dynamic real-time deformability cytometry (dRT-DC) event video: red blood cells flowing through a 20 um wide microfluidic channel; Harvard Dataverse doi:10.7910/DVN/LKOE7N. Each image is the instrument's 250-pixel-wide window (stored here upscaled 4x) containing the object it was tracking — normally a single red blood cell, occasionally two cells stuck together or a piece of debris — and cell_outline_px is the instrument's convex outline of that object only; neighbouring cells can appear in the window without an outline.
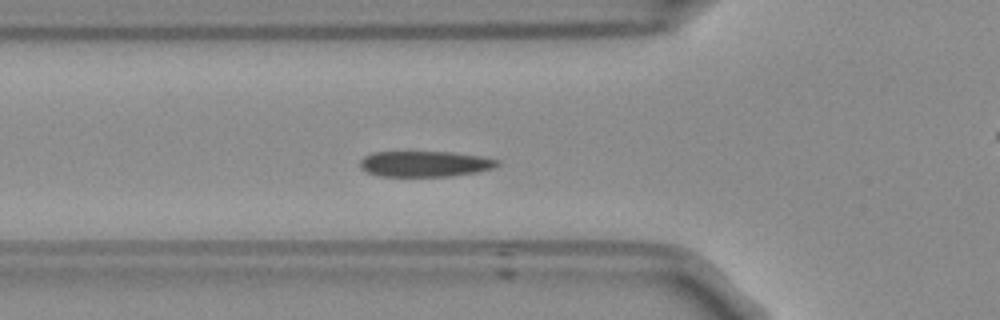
{"species": "Egyptian fruit bat (a non-hibernating species)", "species_latin": "Rousettus aegyptiacus", "temperature_condition": "room temperature", "stored_images_in_passage": 53, "camera_frame_rate_fps": 3000, "um_per_image_px": 0.085, "frame": {"image": 1, "passage_image": 17, "time_ms": 5.333, "image_size_px": [1000, 320], "cell_outline_px": [[500, 164], [492, 168], [476, 172], [452, 176], [380, 176], [368, 172], [360, 168], [360, 160], [364, 156], [372, 152], [452, 152], [480, 156], [496, 160]], "centroid_in_image_um": [36.08, 13.93], "position_along_channel_um": 89.7, "area_um2": 20.46}}
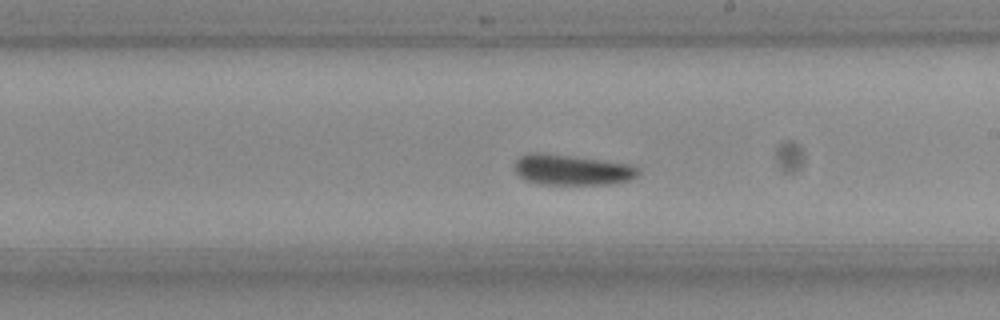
{"frame": {"image": 2, "passage_image": 29, "time_ms": 9.333, "image_size_px": [1000, 320], "cell_outline_px": [[640, 172], [636, 176], [628, 180], [608, 184], [540, 184], [524, 180], [516, 172], [516, 160], [520, 156], [532, 152], [536, 152], [628, 164], [640, 168]], "centroid_in_image_um": [48.59, 14.45], "position_along_channel_um": 240.4, "area_um2": 21.5}}
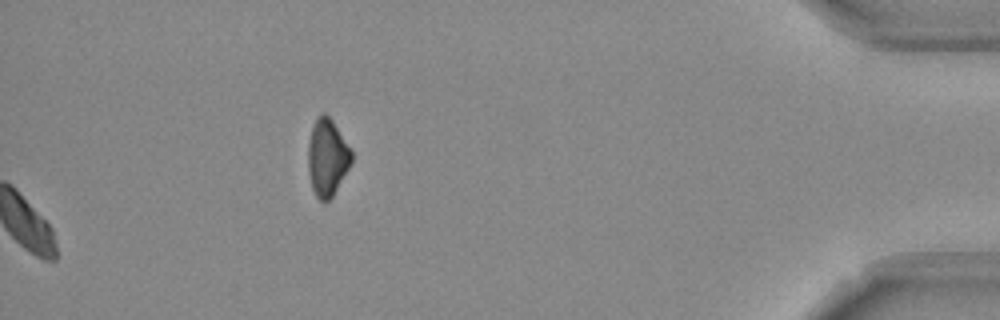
{"frame": {"image": 3, "passage_image": 53, "time_ms": 17.333, "image_size_px": [1000, 320], "cell_outline_px": [[352, 160], [348, 168], [332, 196], [328, 200], [320, 200], [316, 196], [312, 188], [308, 172], [308, 144], [312, 128], [316, 116], [320, 112], [324, 112], [332, 120], [352, 148]], "centroid_in_image_um": [27.81, 13.33], "position_along_channel_um": 407.4, "area_um2": 19.48}, "authors_computed_cell_mechanics": {"area_um2": 20.9814, "velocity_mm_per_s": 3.7604, "shape_relaxation_time_tau1_ms": 2.5897, "shape_relaxation_time_tau2_ms": 2.0374, "deformation_change_tau1": 0.0817, "deformation_change_tau2": 0.073}}